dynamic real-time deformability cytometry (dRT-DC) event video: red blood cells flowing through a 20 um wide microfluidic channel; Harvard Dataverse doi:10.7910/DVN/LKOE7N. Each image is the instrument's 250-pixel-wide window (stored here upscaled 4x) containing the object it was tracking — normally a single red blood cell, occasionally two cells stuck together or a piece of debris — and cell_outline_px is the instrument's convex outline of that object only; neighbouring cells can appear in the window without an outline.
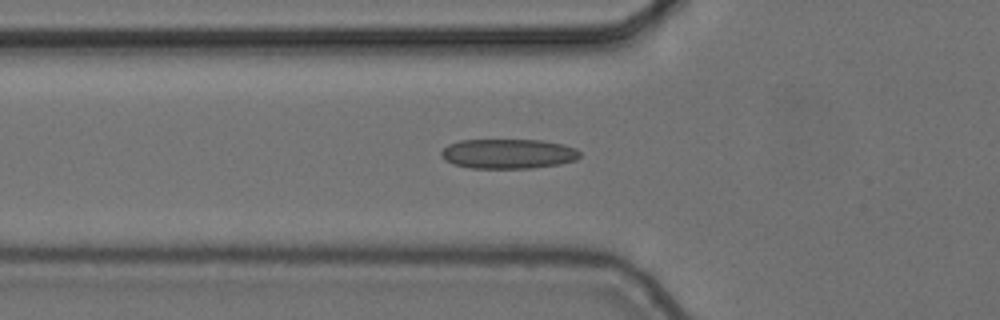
{"species": "common noctule bat (a hibernating species)", "species_latin": "Nyctalus noctula", "temperature_condition": "cold", "stored_images_in_passage": 4, "camera_frame_rate_fps": 3000, "um_per_image_px": 0.085, "animal": {"sex": "female", "body_mass_g": 24.6, "forearm_length_mm": 56.2}, "frame": {"image": 1, "passage_image": 4, "time_ms": 1.0, "image_size_px": [1000, 320], "cell_outline_px": [[580, 156], [576, 160], [560, 164], [532, 168], [472, 168], [452, 164], [444, 160], [440, 156], [440, 152], [448, 144], [460, 140], [540, 140], [564, 144], [576, 148], [580, 152]], "centroid_in_image_um": [43.18, 13.07], "position_along_channel_um": 82.6, "area_um2": 24.22}}